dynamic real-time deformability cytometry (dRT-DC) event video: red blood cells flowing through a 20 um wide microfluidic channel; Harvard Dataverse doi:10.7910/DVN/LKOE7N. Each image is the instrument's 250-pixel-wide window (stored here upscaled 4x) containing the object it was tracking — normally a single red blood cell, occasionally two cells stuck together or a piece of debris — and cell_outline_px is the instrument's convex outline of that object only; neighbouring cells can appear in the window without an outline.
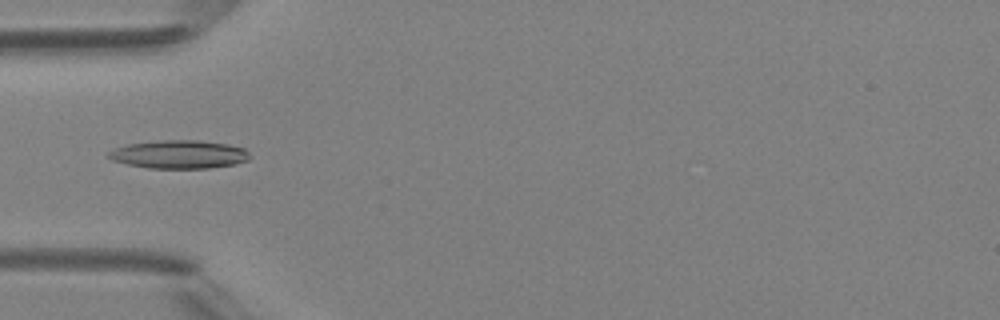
{"species": "Egyptian fruit bat (a non-hibernating species)", "species_latin": "Rousettus aegyptiacus", "temperature_condition": "room temperature", "stored_images_in_passage": 4, "camera_frame_rate_fps": 3000, "um_per_image_px": 0.085, "animal": {"sex": "female"}, "frame": {"image": 1, "passage_image": 4, "time_ms": 3.333, "image_size_px": [1000, 320], "cell_outline_px": [[248, 160], [232, 164], [208, 168], [148, 168], [128, 164], [112, 160], [108, 156], [108, 152], [116, 148], [128, 144], [160, 140], [200, 140], [228, 144], [244, 148], [248, 152]], "centroid_in_image_um": [15.21, 13.11], "position_along_channel_um": 69.8, "area_um2": 23.06}}